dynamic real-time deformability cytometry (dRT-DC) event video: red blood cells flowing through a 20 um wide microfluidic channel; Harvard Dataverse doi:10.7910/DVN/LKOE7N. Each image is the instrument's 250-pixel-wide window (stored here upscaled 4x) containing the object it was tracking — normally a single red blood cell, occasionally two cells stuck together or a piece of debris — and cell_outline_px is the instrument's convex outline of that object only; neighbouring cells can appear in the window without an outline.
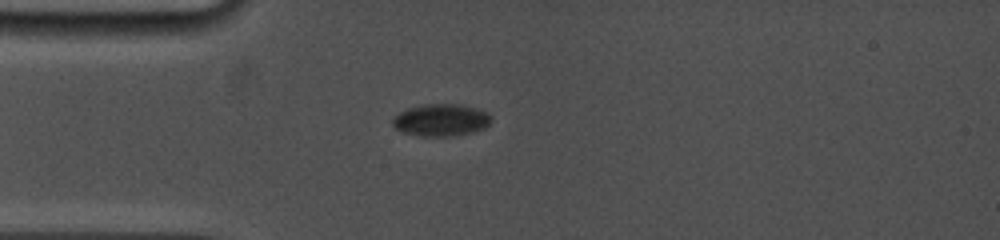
{"species": "common noctule bat (a hibernating species)", "species_latin": "Nyctalus noctula", "temperature_condition": "cold", "stored_images_in_passage": 54, "camera_frame_rate_fps": 5000, "um_per_image_px": 0.085, "animal": {"sex": "female", "body_mass_g": 19.0, "forearm_length_mm": 53.3}, "frame": {"image": 1, "passage_image": 1, "time_ms": 0.0, "image_size_px": [1000, 240], "cell_outline_px": [[492, 120], [484, 128], [472, 132], [452, 136], [420, 136], [400, 132], [392, 124], [392, 120], [400, 112], [408, 108], [424, 104], [460, 104], [476, 108], [488, 112], [492, 116]], "centroid_in_image_um": [37.5, 10.2], "position_along_channel_um": 47.5, "area_um2": 18.55}}
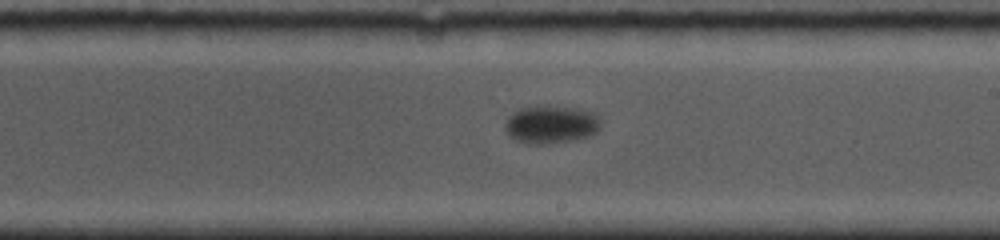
{"frame": {"image": 2, "passage_image": 23, "time_ms": 6.0, "image_size_px": [1000, 240], "cell_outline_px": [[600, 128], [596, 132], [588, 136], [572, 140], [544, 144], [532, 144], [516, 140], [508, 136], [504, 128], [504, 124], [512, 112], [520, 108], [572, 108], [596, 112], [600, 120]], "centroid_in_image_um": [46.83, 10.61], "position_along_channel_um": 242.2, "area_um2": 20.69}}
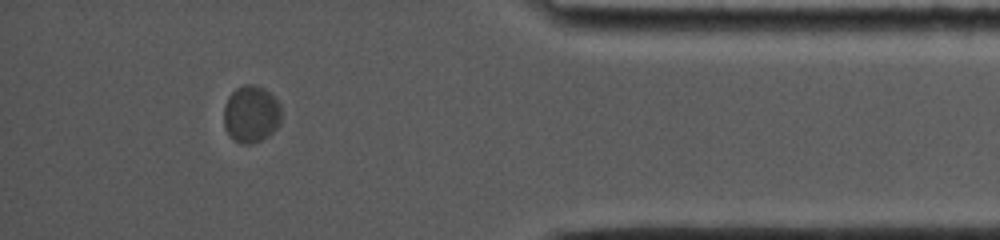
{"frame": {"image": 3, "passage_image": 47, "time_ms": 11.6, "image_size_px": [1000, 240], "cell_outline_px": [[280, 124], [268, 136], [252, 144], [244, 144], [236, 140], [224, 128], [224, 104], [228, 96], [236, 88], [244, 84], [256, 84], [264, 88], [280, 104]], "centroid_in_image_um": [21.33, 9.67], "position_along_channel_um": 413.9, "area_um2": 19.07}}